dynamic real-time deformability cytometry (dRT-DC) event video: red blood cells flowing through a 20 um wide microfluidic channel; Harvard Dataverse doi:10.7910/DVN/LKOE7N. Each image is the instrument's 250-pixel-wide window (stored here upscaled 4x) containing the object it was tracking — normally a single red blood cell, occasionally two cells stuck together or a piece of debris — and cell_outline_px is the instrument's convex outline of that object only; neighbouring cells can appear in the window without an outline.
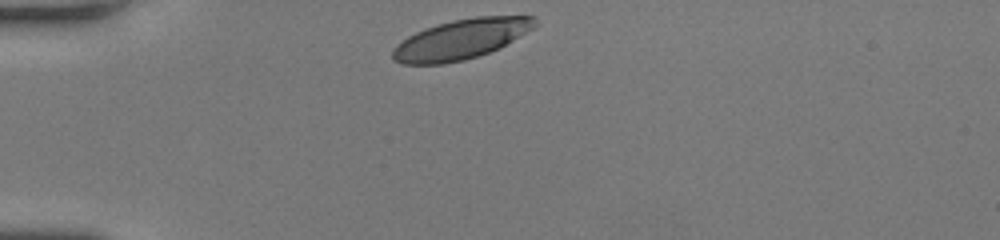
{"species": "human", "species_latin": "Homo sapiens", "temperature_condition": "room temperature", "stored_images_in_passage": 30, "camera_frame_rate_fps": 3000, "um_per_image_px": 0.085, "donor": {"sex": "female"}, "frame": {"image": 1, "passage_image": 1, "time_ms": 0.0, "image_size_px": [1000, 240], "cell_outline_px": [[536, 24], [532, 28], [500, 48], [464, 60], [444, 64], [400, 64], [392, 60], [392, 48], [396, 44], [408, 36], [424, 28], [436, 24], [452, 20], [476, 16], [536, 16]], "centroid_in_image_um": [39.13, 3.34], "position_along_channel_um": 45.9, "area_um2": 33.12}}
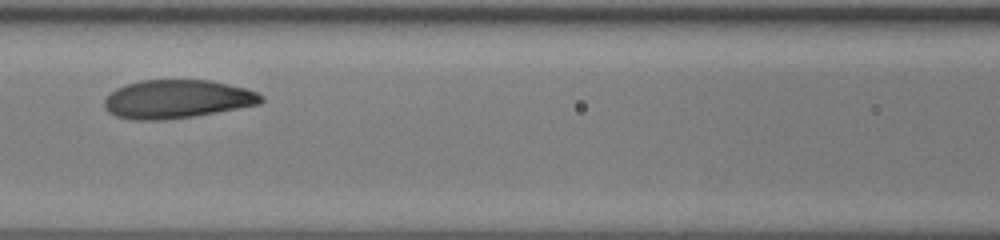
{"frame": {"image": 2, "passage_image": 11, "time_ms": 3.333, "image_size_px": [1000, 240], "cell_outline_px": [[264, 100], [260, 104], [216, 112], [192, 116], [164, 120], [136, 120], [116, 116], [108, 112], [104, 108], [104, 100], [116, 88], [140, 80], [208, 80], [228, 84], [244, 88], [256, 92], [264, 96]], "centroid_in_image_um": [15.04, 8.42], "position_along_channel_um": 151.6, "area_um2": 34.97}}
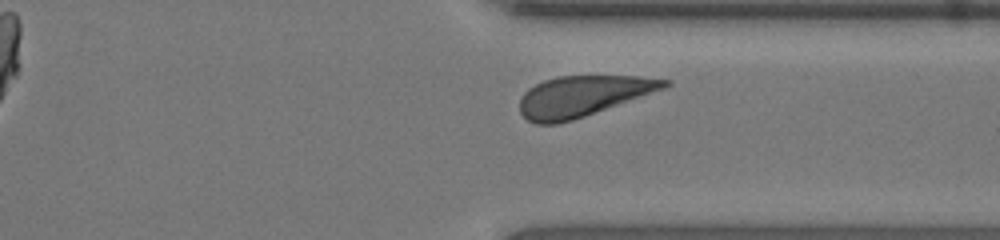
{"frame": {"image": 3, "passage_image": 26, "time_ms": 8.333, "image_size_px": [1000, 240], "cell_outline_px": [[672, 84], [664, 88], [584, 116], [572, 120], [556, 124], [536, 124], [528, 120], [520, 112], [520, 100], [524, 92], [528, 88], [544, 80], [556, 76], [636, 76], [672, 80]], "centroid_in_image_um": [49.5, 8.16], "position_along_channel_um": 361.9, "area_um2": 33.87}, "authors_computed_cell_mechanics": {"area_um2": 35.2291, "velocity_mm_per_s": 4.1824, "shape_relaxation_time_tau1_ms": 2.7858, "shape_relaxation_time_tau2_ms": null, "deformation_change_tau1": 0.1283, "deformation_change_tau2": null}}